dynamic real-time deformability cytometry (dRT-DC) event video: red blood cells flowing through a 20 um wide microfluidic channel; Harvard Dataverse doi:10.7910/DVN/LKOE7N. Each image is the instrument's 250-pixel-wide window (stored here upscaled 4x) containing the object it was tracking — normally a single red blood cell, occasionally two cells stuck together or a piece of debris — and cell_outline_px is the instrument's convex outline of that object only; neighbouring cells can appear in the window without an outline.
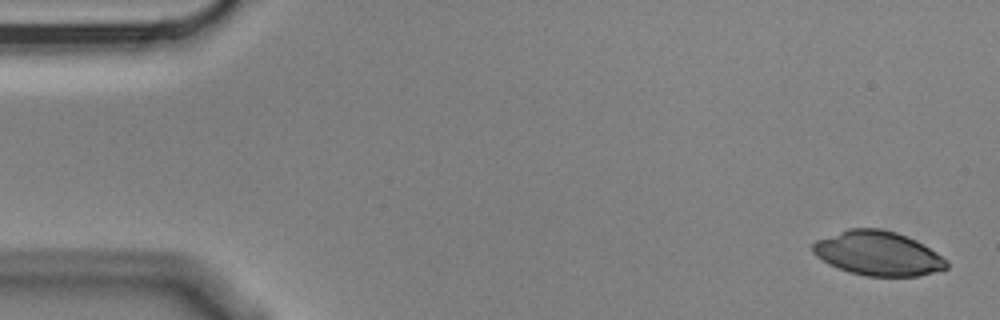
{"species": "Egyptian fruit bat (a non-hibernating species)", "species_latin": "Rousettus aegyptiacus", "temperature_condition": "cold", "stored_images_in_passage": 7, "camera_frame_rate_fps": 3000, "um_per_image_px": 0.085, "animal": {"sex": "male"}, "frame": {"image": 1, "passage_image": 1, "time_ms": 0.0, "image_size_px": [1000, 320], "cell_outline_px": [[948, 268], [920, 276], [864, 276], [848, 272], [828, 264], [816, 256], [812, 252], [812, 244], [816, 240], [848, 228], [880, 228], [896, 232], [916, 240], [936, 252], [948, 260]], "centroid_in_image_um": [74.62, 21.54], "position_along_channel_um": 10.4, "area_um2": 34.74}}